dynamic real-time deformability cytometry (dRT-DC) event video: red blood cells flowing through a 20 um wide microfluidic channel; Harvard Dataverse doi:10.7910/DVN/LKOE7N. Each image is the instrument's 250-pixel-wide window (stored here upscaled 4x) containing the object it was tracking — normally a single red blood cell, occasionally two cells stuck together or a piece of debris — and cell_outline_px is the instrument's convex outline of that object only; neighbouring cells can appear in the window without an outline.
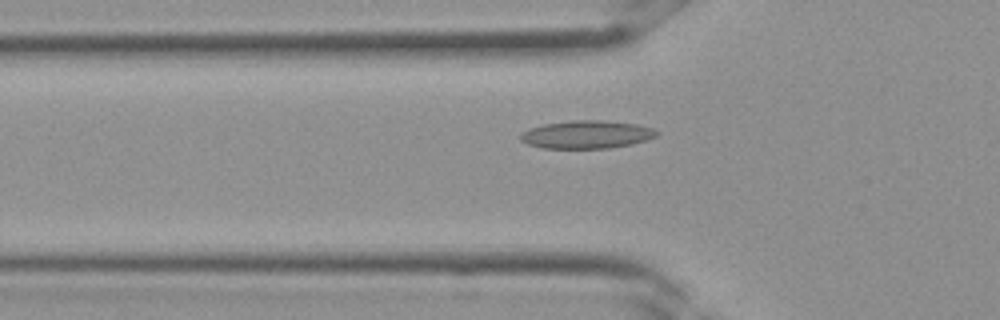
{"species": "Egyptian fruit bat (a non-hibernating species)", "species_latin": "Rousettus aegyptiacus", "temperature_condition": "room temperature", "stored_images_in_passage": 23, "camera_frame_rate_fps": 3000, "um_per_image_px": 0.085, "frame": {"image": 1, "passage_image": 3, "time_ms": 0.667, "image_size_px": [1000, 320], "cell_outline_px": [[660, 132], [656, 136], [632, 144], [608, 148], [540, 148], [528, 144], [520, 140], [520, 132], [528, 128], [544, 124], [572, 120], [604, 120], [636, 124], [652, 128]], "centroid_in_image_um": [49.82, 11.43], "position_along_channel_um": 76.0, "area_um2": 22.25}}
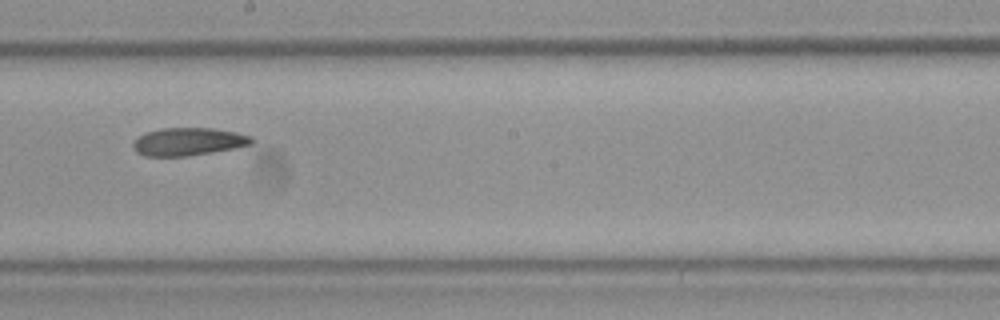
{"frame": {"image": 2, "passage_image": 11, "time_ms": 3.333, "image_size_px": [1000, 320], "cell_outline_px": [[256, 140], [252, 144], [212, 152], [188, 156], [144, 156], [136, 152], [132, 148], [132, 144], [140, 136], [148, 132], [160, 128], [212, 128], [236, 132], [252, 136]], "centroid_in_image_um": [16.02, 12.04], "position_along_channel_um": 232.2, "area_um2": 19.19}}
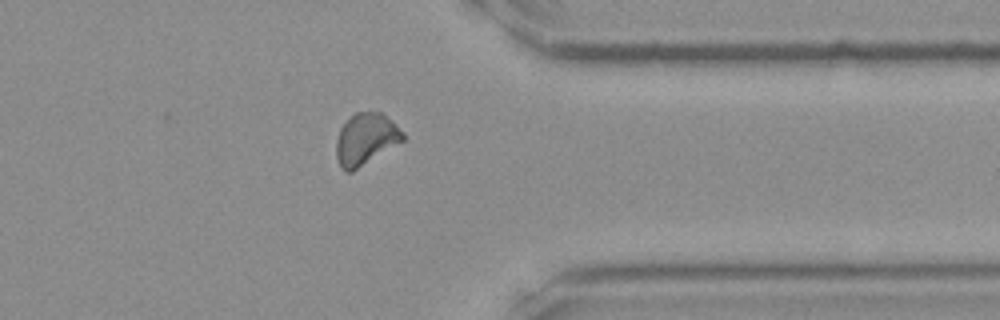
{"frame": {"image": 3, "passage_image": 19, "time_ms": 6.0, "image_size_px": [1000, 320], "cell_outline_px": [[404, 140], [352, 172], [344, 172], [340, 168], [336, 156], [336, 140], [340, 128], [356, 112], [380, 112], [392, 120], [404, 132]], "centroid_in_image_um": [31.08, 11.84], "position_along_channel_um": 380.3, "area_um2": 20.0}}